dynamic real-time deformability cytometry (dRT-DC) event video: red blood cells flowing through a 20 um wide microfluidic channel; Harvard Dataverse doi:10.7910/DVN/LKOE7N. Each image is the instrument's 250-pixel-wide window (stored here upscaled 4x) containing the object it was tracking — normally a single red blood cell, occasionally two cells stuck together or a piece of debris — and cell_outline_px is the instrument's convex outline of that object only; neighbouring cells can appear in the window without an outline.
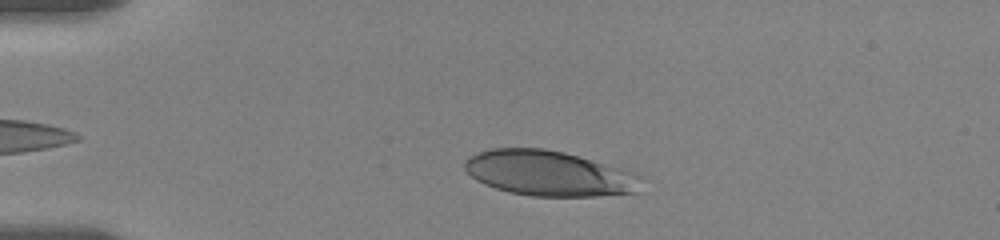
{"species": "human", "species_latin": "Homo sapiens", "temperature_condition": "room temperature", "stored_images_in_passage": 4, "camera_frame_rate_fps": 3000, "um_per_image_px": 0.085, "donor": {"sex": "female"}, "frame": {"image": 1, "passage_image": 3, "time_ms": 1.0, "image_size_px": [1000, 240], "cell_outline_px": [[644, 176], [636, 192], [596, 196], [532, 196], [508, 192], [484, 184], [476, 180], [464, 168], [464, 160], [468, 156], [476, 152], [492, 148], [544, 148], [564, 152], [620, 168]], "centroid_in_image_um": [46.63, 14.73], "position_along_channel_um": 38.4, "area_um2": 46.53}}